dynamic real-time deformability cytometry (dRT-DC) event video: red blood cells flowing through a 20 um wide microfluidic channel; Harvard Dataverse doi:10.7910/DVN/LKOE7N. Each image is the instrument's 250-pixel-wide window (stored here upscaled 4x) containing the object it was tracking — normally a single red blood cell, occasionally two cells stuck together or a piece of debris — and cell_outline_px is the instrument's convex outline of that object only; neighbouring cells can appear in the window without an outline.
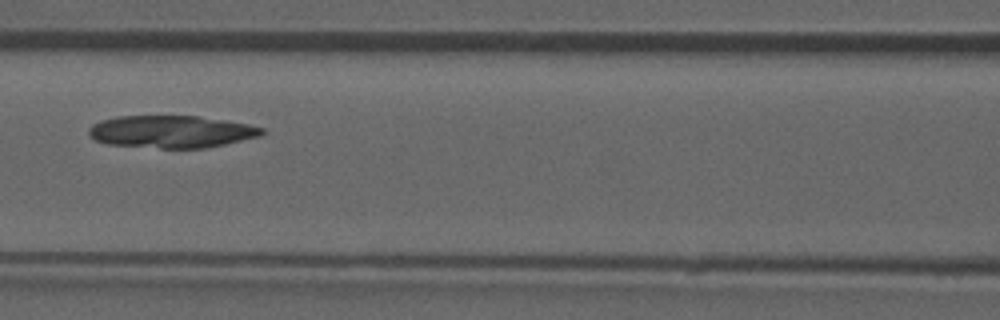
{"species": "common noctule bat (a hibernating species)", "species_latin": "Nyctalus noctula", "temperature_condition": "room temperature", "stored_images_in_passage": 4, "camera_frame_rate_fps": 3000, "um_per_image_px": 0.085, "animal": {"sex": "male", "forearm_length_mm": 52.5}, "frame": {"image": 1, "passage_image": 4, "time_ms": 3.667, "image_size_px": [1000, 320], "cell_outline_px": [[264, 132], [260, 136], [224, 144], [204, 148], [160, 148], [108, 144], [96, 140], [88, 136], [88, 128], [92, 124], [100, 120], [116, 116], [200, 116], [248, 124], [264, 128]], "centroid_in_image_um": [14.53, 11.18], "position_along_channel_um": 152.1, "area_um2": 32.66}}